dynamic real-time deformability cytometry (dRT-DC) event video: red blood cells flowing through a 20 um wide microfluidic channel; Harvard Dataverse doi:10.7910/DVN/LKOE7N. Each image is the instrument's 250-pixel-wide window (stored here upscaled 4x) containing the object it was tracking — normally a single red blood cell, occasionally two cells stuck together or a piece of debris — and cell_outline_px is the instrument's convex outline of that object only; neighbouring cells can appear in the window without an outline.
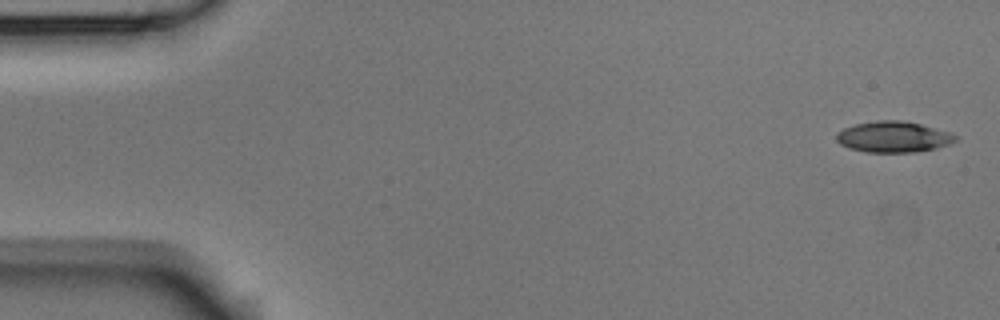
{"species": "Egyptian fruit bat (a non-hibernating species)", "species_latin": "Rousettus aegyptiacus", "temperature_condition": "room temperature", "stored_images_in_passage": 5, "camera_frame_rate_fps": 3000, "um_per_image_px": 0.085, "animal": {"sex": "male"}, "frame": {"image": 1, "passage_image": 1, "time_ms": 0.0, "image_size_px": [1000, 320], "cell_outline_px": [[960, 136], [956, 140], [948, 144], [936, 148], [916, 152], [864, 152], [848, 148], [840, 144], [836, 140], [836, 132], [844, 128], [856, 124], [876, 120], [900, 120], [920, 124], [952, 132]], "centroid_in_image_um": [75.94, 11.63], "position_along_channel_um": 9.1, "area_um2": 21.68}}